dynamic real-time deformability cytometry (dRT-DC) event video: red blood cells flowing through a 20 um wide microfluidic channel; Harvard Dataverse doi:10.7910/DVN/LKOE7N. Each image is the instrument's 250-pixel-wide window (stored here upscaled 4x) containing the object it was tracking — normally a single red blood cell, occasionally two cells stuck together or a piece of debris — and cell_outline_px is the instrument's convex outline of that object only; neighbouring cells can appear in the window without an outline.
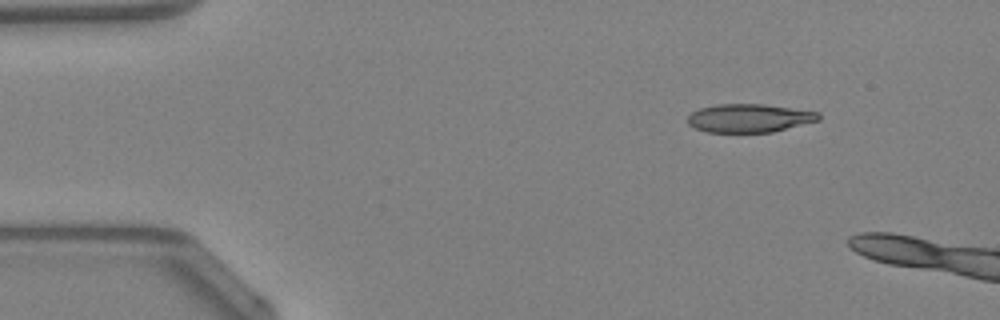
{"species": "Egyptian fruit bat (a non-hibernating species)", "species_latin": "Rousettus aegyptiacus", "temperature_condition": "warm", "stored_images_in_passage": 37, "camera_frame_rate_fps": 3000, "um_per_image_px": 0.085, "animal": {"sex": "female"}, "frame": {"image": 1, "passage_image": 1, "time_ms": 0.0, "image_size_px": [1000, 320], "cell_outline_px": [[820, 120], [772, 132], [708, 132], [696, 128], [688, 124], [688, 116], [692, 112], [700, 108], [716, 104], [764, 104], [820, 112]], "centroid_in_image_um": [63.7, 10.03], "position_along_channel_um": 21.3, "area_um2": 21.62}}
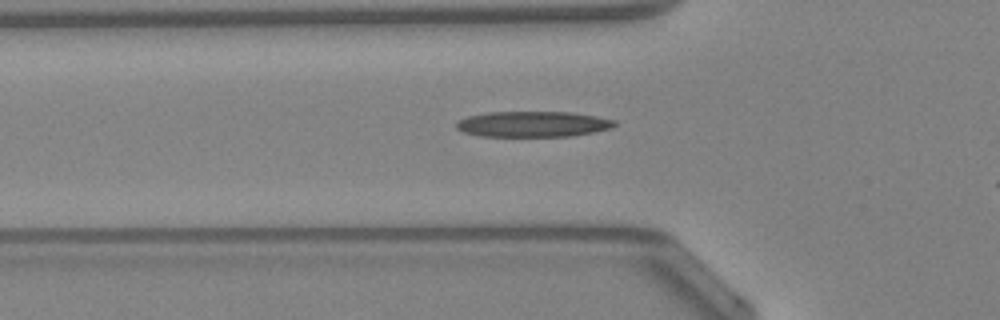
{"frame": {"image": 2, "passage_image": 11, "time_ms": 3.333, "image_size_px": [1000, 320], "cell_outline_px": [[616, 124], [612, 128], [572, 136], [480, 136], [464, 132], [456, 128], [456, 120], [468, 116], [488, 112], [572, 112], [596, 116], [616, 120]], "centroid_in_image_um": [45.29, 10.54], "position_along_channel_um": 80.5, "area_um2": 23.7}}